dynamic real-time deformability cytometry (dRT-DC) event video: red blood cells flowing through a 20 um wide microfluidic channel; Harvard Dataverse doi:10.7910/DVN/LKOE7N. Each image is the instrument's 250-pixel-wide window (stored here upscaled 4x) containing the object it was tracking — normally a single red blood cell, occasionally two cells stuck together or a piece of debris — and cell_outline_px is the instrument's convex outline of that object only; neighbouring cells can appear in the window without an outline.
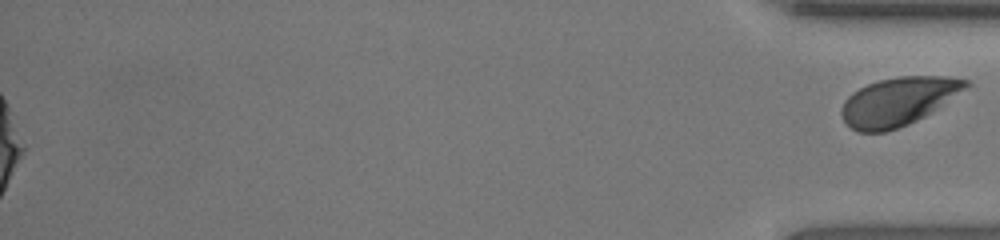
{"species": "human", "species_latin": "Homo sapiens", "temperature_condition": "room temperature", "stored_images_in_passage": 42, "segment_of_instrument_passage": [2, 2], "camera_frame_rate_fps": 3000, "um_per_image_px": 0.085, "donor": {"sex": "female"}, "frame": {"image": 1, "passage_image": 42, "time_ms": 13.667, "image_size_px": [1000, 240], "cell_outline_px": [[972, 84], [924, 116], [908, 124], [884, 132], [856, 132], [844, 120], [840, 112], [844, 100], [852, 92], [868, 84], [880, 80], [896, 76], [944, 76], [968, 80]], "centroid_in_image_um": [76.32, 8.61], "position_along_channel_um": 358.9, "area_um2": 34.56}}